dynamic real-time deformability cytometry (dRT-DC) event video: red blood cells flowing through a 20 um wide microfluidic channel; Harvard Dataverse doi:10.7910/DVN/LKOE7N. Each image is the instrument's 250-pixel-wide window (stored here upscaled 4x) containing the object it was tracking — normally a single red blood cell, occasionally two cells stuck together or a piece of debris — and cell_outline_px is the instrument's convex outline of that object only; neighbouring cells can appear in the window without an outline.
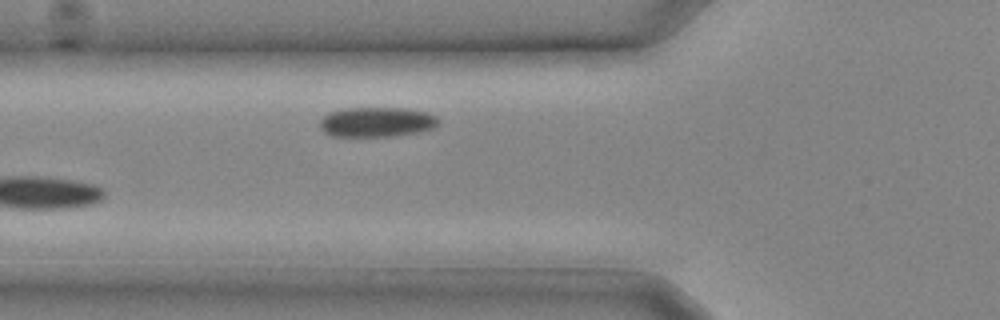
{"species": "common noctule bat (a hibernating species)", "species_latin": "Nyctalus noctula", "temperature_condition": "cold", "stored_images_in_passage": 6, "camera_frame_rate_fps": 3000, "um_per_image_px": 0.085, "animal": {"sex": "male", "body_mass_g": 20.4}, "frame": {"image": 1, "passage_image": 6, "time_ms": 1.667, "image_size_px": [1000, 320], "cell_outline_px": [[440, 124], [432, 128], [420, 132], [396, 136], [332, 136], [324, 132], [320, 128], [320, 120], [328, 112], [340, 108], [408, 108], [428, 112], [436, 116], [440, 120]], "centroid_in_image_um": [32.04, 10.36], "position_along_channel_um": 93.8, "area_um2": 20.98}}